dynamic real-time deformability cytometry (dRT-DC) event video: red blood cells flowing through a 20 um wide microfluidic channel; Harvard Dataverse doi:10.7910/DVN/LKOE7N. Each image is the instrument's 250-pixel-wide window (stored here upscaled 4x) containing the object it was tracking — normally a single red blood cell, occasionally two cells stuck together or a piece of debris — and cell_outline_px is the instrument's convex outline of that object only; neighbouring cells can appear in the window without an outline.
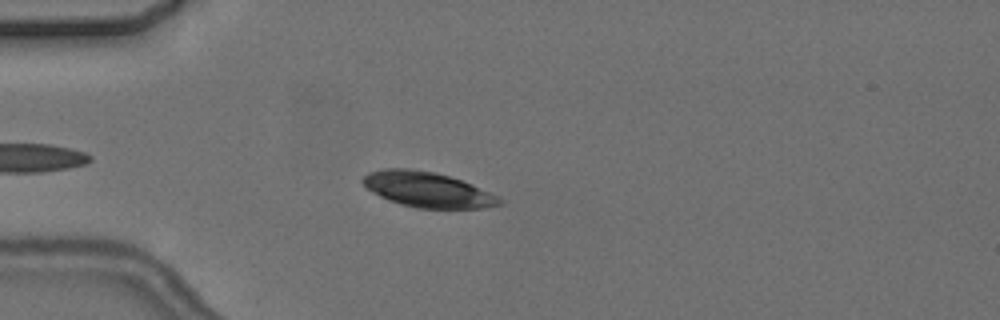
{"species": "common noctule bat (a hibernating species)", "species_latin": "Nyctalus noctula", "temperature_condition": "cold", "stored_images_in_passage": 1, "camera_frame_rate_fps": 3000, "um_per_image_px": 0.085, "animal": {"sex": "female", "body_mass_g": 24.6, "forearm_length_mm": 56.2}, "frame": {"image": 1, "passage_image": 1, "time_ms": 0.0, "image_size_px": [1000, 320], "cell_outline_px": [[504, 204], [484, 208], [416, 208], [400, 204], [388, 200], [372, 192], [360, 180], [368, 172], [384, 168], [408, 168], [432, 172], [448, 176], [472, 184], [500, 196], [504, 200]], "centroid_in_image_um": [36.36, 16.12], "position_along_channel_um": 48.6, "area_um2": 28.15}}